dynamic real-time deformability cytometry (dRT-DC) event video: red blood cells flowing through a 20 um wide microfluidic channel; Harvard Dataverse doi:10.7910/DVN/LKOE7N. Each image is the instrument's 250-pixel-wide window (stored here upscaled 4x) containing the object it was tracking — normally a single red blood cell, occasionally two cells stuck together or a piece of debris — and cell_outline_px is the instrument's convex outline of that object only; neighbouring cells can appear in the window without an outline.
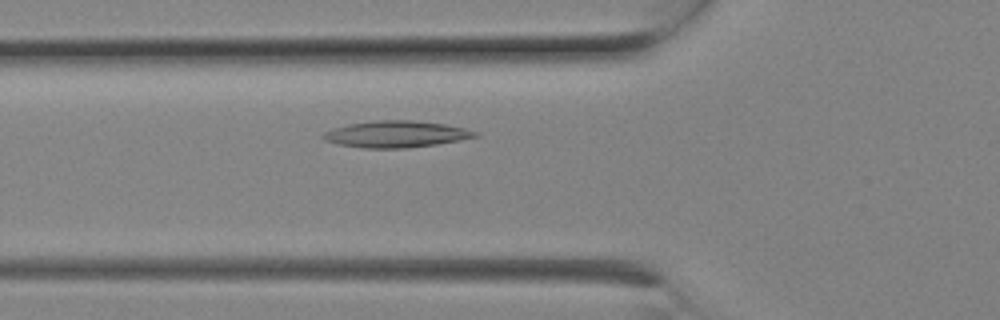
{"species": "Egyptian fruit bat (a non-hibernating species)", "species_latin": "Rousettus aegyptiacus", "temperature_condition": "room temperature", "stored_images_in_passage": 4, "camera_frame_rate_fps": 3000, "um_per_image_px": 0.085, "animal": {"sex": "female"}, "frame": {"image": 1, "passage_image": 4, "time_ms": 1.0, "image_size_px": [1000, 320], "cell_outline_px": [[480, 136], [460, 140], [436, 144], [404, 148], [360, 148], [336, 144], [324, 140], [320, 136], [324, 132], [332, 128], [348, 124], [376, 120], [412, 120], [444, 124], [464, 128], [480, 132]], "centroid_in_image_um": [33.64, 11.4], "position_along_channel_um": 92.2, "area_um2": 23.7}}